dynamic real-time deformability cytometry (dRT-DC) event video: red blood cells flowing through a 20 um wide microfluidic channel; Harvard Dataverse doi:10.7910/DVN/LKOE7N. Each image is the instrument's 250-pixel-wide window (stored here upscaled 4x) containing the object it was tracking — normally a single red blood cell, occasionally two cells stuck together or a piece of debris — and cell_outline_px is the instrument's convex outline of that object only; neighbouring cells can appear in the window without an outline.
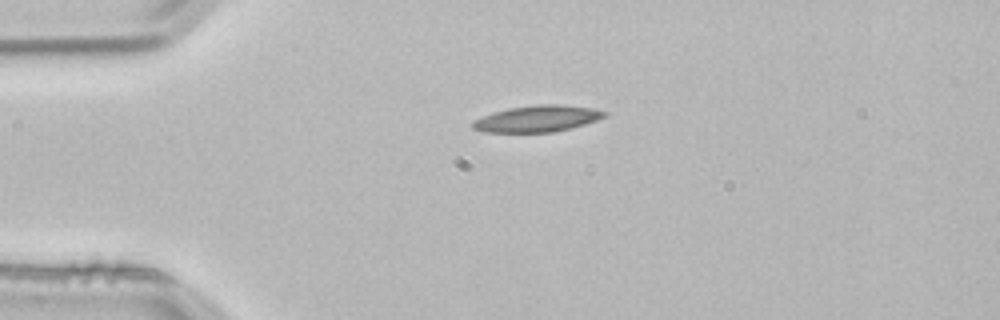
{"species": "common noctule bat (a hibernating species)", "species_latin": "Nyctalus noctula", "temperature_condition": "room temperature", "stored_images_in_passage": 2, "camera_frame_rate_fps": 3000, "um_per_image_px": 0.085, "animal": {"sex": "male", "body_mass_g": 21.5, "forearm_length_mm": 52.0}, "frame": {"image": 1, "passage_image": 1, "time_ms": 0.0, "image_size_px": [1000, 320], "cell_outline_px": [[608, 116], [572, 128], [552, 132], [484, 132], [472, 128], [472, 120], [492, 112], [508, 108], [536, 104], [560, 104], [592, 108], [608, 112]], "centroid_in_image_um": [45.66, 10.08], "position_along_channel_um": 39.3, "area_um2": 20.46}}
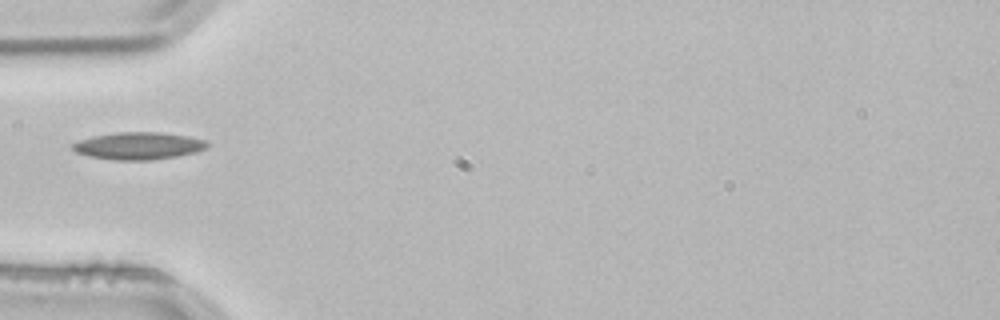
{"frame": {"image": 2, "passage_image": 2, "time_ms": 0.333, "image_size_px": [1000, 320], "cell_outline_px": [[208, 148], [196, 152], [176, 156], [152, 160], [112, 160], [88, 156], [76, 152], [72, 148], [72, 144], [80, 140], [92, 136], [116, 132], [160, 132], [188, 136], [204, 140], [208, 144]], "centroid_in_image_um": [11.76, 12.4], "position_along_channel_um": 73.2, "area_um2": 21.44}}